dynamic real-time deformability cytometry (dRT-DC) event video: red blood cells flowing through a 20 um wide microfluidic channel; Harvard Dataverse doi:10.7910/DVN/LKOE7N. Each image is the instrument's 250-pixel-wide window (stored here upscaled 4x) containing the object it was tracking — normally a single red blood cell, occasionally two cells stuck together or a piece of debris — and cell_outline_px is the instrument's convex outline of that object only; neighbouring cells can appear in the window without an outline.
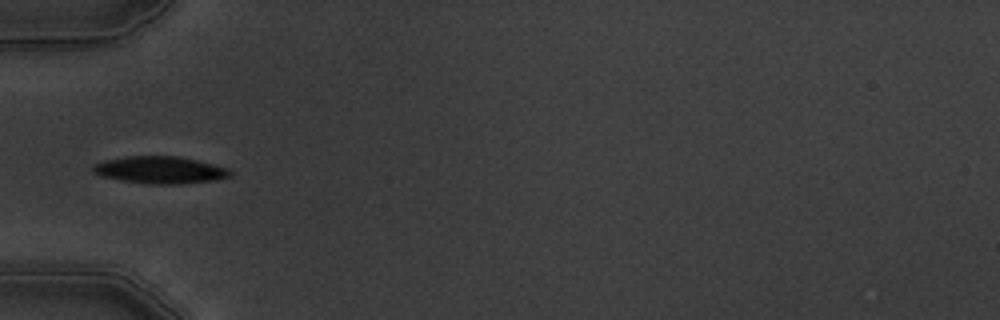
{"species": "common noctule bat (a hibernating species)", "species_latin": "Nyctalus noctula", "temperature_condition": "warm", "stored_images_in_passage": 8, "camera_frame_rate_fps": 3000, "um_per_image_px": 0.085, "animal": {"sex": "male", "body_mass_g": 19.5, "forearm_length_mm": 54.6}, "frame": {"image": 1, "passage_image": 4, "time_ms": 4.333, "image_size_px": [1000, 320], "cell_outline_px": [[232, 176], [216, 180], [180, 184], [148, 184], [100, 176], [92, 172], [92, 164], [104, 160], [124, 156], [180, 156], [228, 168], [232, 172]], "centroid_in_image_um": [13.59, 14.44], "position_along_channel_um": 71.4, "area_um2": 21.85}}